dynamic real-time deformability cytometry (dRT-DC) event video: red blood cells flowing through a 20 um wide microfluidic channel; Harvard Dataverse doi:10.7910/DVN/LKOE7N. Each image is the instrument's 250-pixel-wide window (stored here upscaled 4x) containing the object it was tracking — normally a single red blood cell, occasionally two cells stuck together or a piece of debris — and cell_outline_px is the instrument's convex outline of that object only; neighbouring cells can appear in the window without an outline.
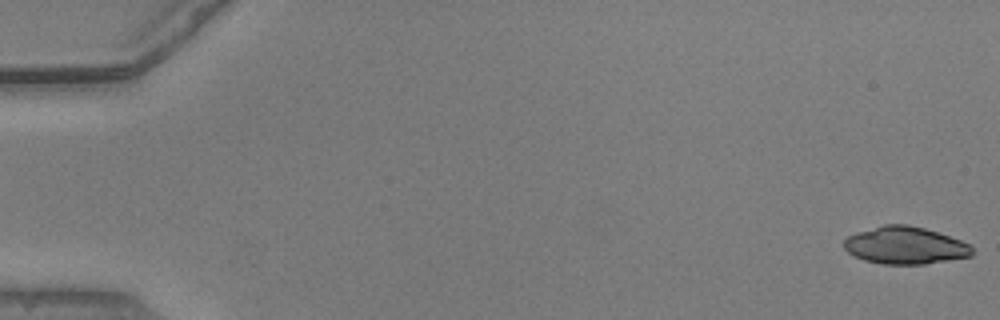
{"species": "common noctule bat (a hibernating species)", "species_latin": "Nyctalus noctula", "temperature_condition": "warm", "stored_images_in_passage": 16, "camera_frame_rate_fps": 3000, "um_per_image_px": 0.085, "animal": {"sex": "male", "body_mass_g": 20.5, "forearm_length_mm": 52.5}, "frame": {"image": 1, "passage_image": 1, "time_ms": 0.0, "image_size_px": [1000, 320], "cell_outline_px": [[972, 256], [924, 264], [884, 264], [864, 260], [848, 252], [844, 248], [844, 240], [848, 236], [856, 232], [884, 224], [908, 224], [924, 228], [972, 244]], "centroid_in_image_um": [76.93, 20.85], "position_along_channel_um": 8.1, "area_um2": 27.8}}